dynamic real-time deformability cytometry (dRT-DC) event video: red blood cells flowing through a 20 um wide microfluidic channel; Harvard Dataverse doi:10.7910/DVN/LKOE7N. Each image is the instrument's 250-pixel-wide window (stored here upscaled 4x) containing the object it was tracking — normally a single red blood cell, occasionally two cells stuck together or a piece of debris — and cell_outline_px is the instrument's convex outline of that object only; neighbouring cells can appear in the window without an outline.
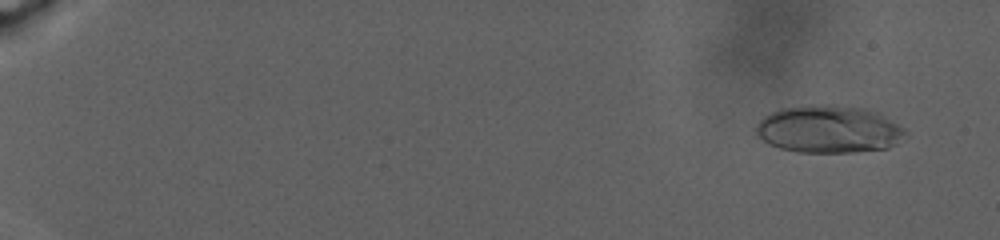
{"species": "human", "species_latin": "Homo sapiens", "temperature_condition": "warm", "stored_images_in_passage": 33, "camera_frame_rate_fps": 3000, "um_per_image_px": 0.085, "donor": {"sex": "male"}, "frame": {"image": 1, "passage_image": 8, "time_ms": 2.333, "image_size_px": [1000, 240], "cell_outline_px": [[908, 136], [896, 144], [888, 148], [856, 152], [796, 152], [780, 148], [768, 144], [756, 136], [756, 124], [764, 116], [780, 108], [812, 104], [832, 104], [868, 108], [880, 112], [904, 128], [908, 132]], "centroid_in_image_um": [70.48, 10.97], "position_along_channel_um": 14.5, "area_um2": 42.19}}